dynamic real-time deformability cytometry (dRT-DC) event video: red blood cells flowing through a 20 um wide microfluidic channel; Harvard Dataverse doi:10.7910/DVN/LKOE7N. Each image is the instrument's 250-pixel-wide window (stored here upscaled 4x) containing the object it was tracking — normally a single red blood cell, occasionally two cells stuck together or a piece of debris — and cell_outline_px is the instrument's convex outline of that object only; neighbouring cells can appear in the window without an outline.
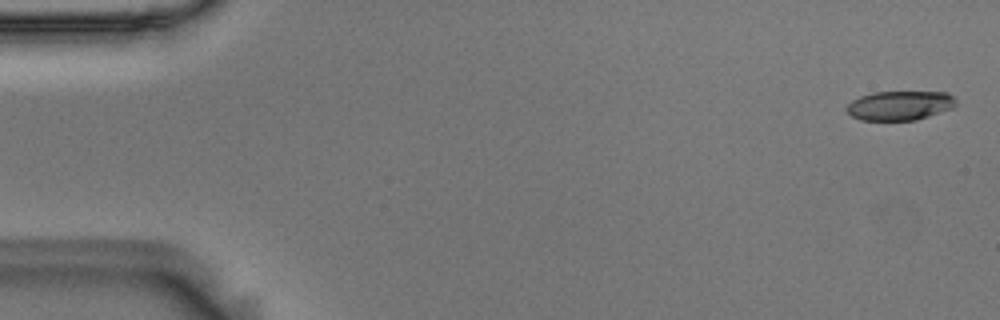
{"species": "Egyptian fruit bat (a non-hibernating species)", "species_latin": "Rousettus aegyptiacus", "temperature_condition": "room temperature", "stored_images_in_passage": 56, "camera_frame_rate_fps": 3000, "um_per_image_px": 0.085, "animal": {"sex": "male"}, "frame": {"image": 1, "passage_image": 2, "time_ms": 0.333, "image_size_px": [1000, 320], "cell_outline_px": [[956, 104], [952, 108], [916, 120], [860, 120], [852, 116], [844, 108], [852, 100], [860, 96], [872, 92], [948, 92], [956, 100]], "centroid_in_image_um": [76.46, 8.96], "position_along_channel_um": 8.5, "area_um2": 18.67}}
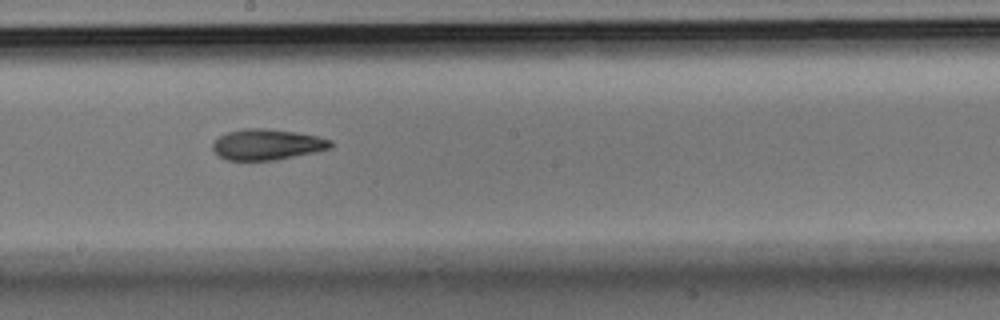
{"frame": {"image": 2, "passage_image": 31, "time_ms": 10.0, "image_size_px": [1000, 320], "cell_outline_px": [[332, 148], [316, 152], [276, 160], [228, 160], [216, 156], [212, 148], [212, 144], [220, 136], [228, 132], [244, 128], [264, 128], [296, 132], [316, 136], [332, 140]], "centroid_in_image_um": [22.7, 12.29], "position_along_channel_um": 225.5, "area_um2": 21.27}}
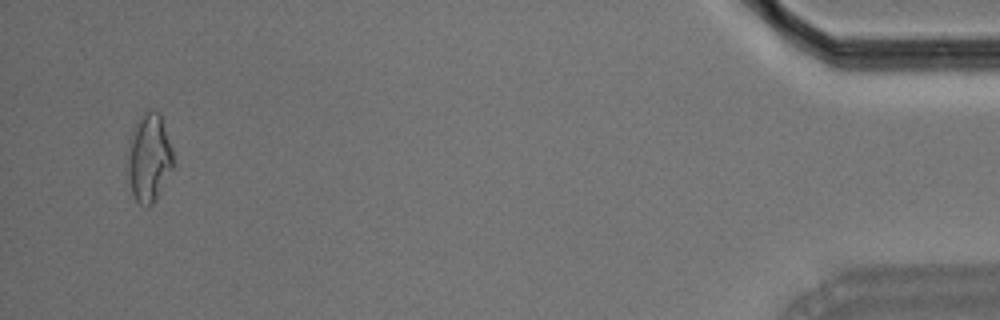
{"frame": {"image": 3, "passage_image": 54, "time_ms": 17.667, "image_size_px": [1000, 320], "cell_outline_px": [[172, 168], [152, 204], [148, 208], [144, 208], [136, 200], [132, 192], [124, 160], [128, 136], [132, 128], [144, 112], [160, 112], [172, 148]], "centroid_in_image_um": [12.59, 13.4], "position_along_channel_um": 422.6, "area_um2": 23.76}, "authors_computed_cell_mechanics": {"area_um2": 21.0681, "velocity_mm_per_s": 3.6192, "shape_relaxation_time_tau1_ms": 9.1171, "shape_relaxation_time_tau2_ms": 4.025, "deformation_change_tau1": 0.2057, "deformation_change_tau2": 0.1197}}